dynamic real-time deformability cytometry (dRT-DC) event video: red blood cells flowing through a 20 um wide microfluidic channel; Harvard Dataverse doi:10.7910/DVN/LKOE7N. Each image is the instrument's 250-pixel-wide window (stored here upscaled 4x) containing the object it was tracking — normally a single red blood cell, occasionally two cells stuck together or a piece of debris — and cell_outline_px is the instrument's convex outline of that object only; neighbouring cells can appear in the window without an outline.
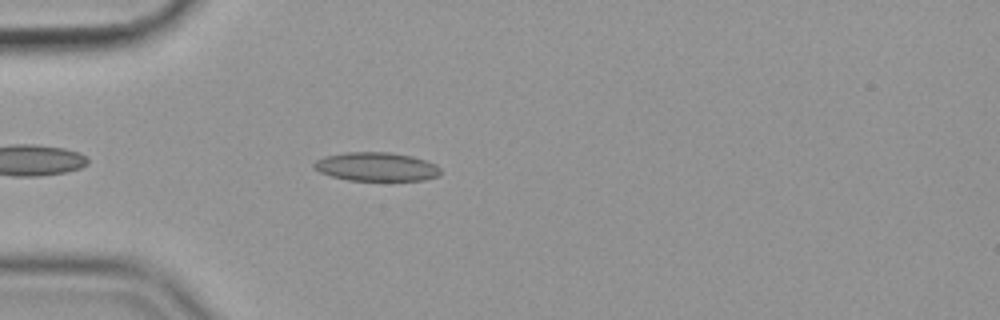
{"species": "common noctule bat (a hibernating species)", "species_latin": "Nyctalus noctula", "temperature_condition": "cold", "stored_images_in_passage": 43, "camera_frame_rate_fps": 3000, "um_per_image_px": 0.085, "animal": {"sex": "female", "body_mass_g": 19.9}, "frame": {"image": 1, "passage_image": 5, "time_ms": 1.333, "image_size_px": [1000, 320], "cell_outline_px": [[440, 176], [424, 180], [348, 180], [332, 176], [320, 172], [312, 168], [312, 164], [316, 160], [324, 156], [344, 152], [388, 152], [412, 156], [436, 164], [440, 168]], "centroid_in_image_um": [31.97, 14.17], "position_along_channel_um": 53.0, "area_um2": 21.27}}
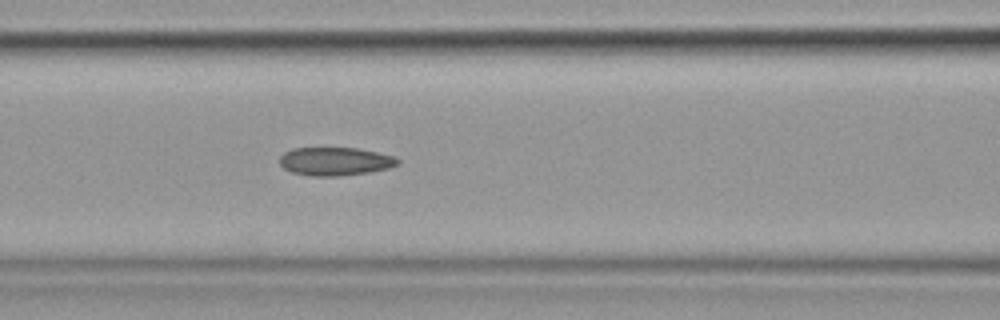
{"frame": {"image": 2, "passage_image": 13, "time_ms": 4.0, "image_size_px": [1000, 320], "cell_outline_px": [[400, 164], [388, 168], [368, 172], [340, 176], [308, 176], [292, 172], [284, 168], [280, 164], [280, 156], [284, 152], [292, 148], [356, 148], [376, 152], [392, 156], [400, 160]], "centroid_in_image_um": [28.46, 13.72], "position_along_channel_um": 138.1, "area_um2": 19.42}}
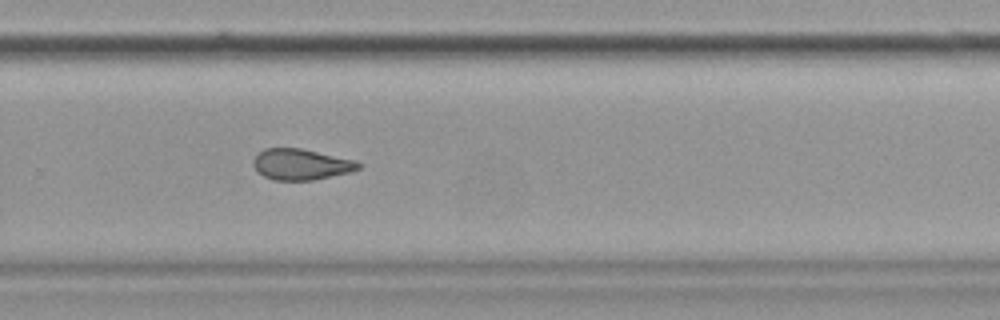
{"frame": {"image": 3, "passage_image": 27, "time_ms": 8.667, "image_size_px": [1000, 320], "cell_outline_px": [[360, 168], [352, 172], [312, 180], [272, 180], [264, 176], [252, 164], [252, 160], [264, 148], [300, 148], [356, 160], [360, 164]], "centroid_in_image_um": [25.6, 13.97], "position_along_channel_um": 304.2, "area_um2": 18.9}, "authors_computed_cell_mechanics": {"area_um2": 19.7098, "velocity_mm_per_s": 3.5811, "shape_relaxation_time_tau1_ms": null, "shape_relaxation_time_tau2_ms": 3.989, "deformation_change_tau1": null, "deformation_change_tau2": 0.1155}}